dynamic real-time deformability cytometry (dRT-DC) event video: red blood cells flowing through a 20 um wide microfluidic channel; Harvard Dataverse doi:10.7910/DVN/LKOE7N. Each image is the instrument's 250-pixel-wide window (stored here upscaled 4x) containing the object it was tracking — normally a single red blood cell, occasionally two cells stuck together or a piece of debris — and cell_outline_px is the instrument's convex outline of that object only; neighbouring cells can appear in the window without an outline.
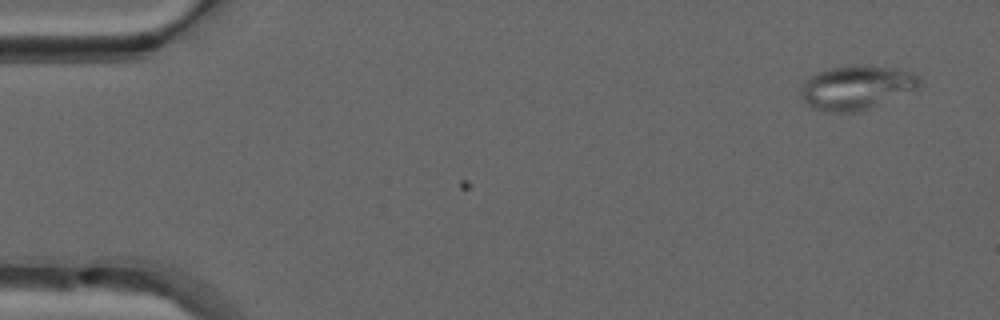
{"species": "common noctule bat (a hibernating species)", "species_latin": "Nyctalus noctula", "temperature_condition": "warm", "stored_images_in_passage": 8, "camera_frame_rate_fps": 3000, "um_per_image_px": 0.085, "animal": {"sex": "male", "forearm_length_mm": 52.5}, "frame": {"image": 1, "passage_image": 8, "time_ms": 2.333, "image_size_px": [1000, 320], "cell_outline_px": [[920, 88], [860, 112], [836, 112], [812, 108], [804, 100], [800, 92], [804, 80], [816, 72], [832, 68], [892, 68], [912, 72], [920, 80]], "centroid_in_image_um": [72.79, 7.49], "position_along_channel_um": 12.2, "area_um2": 29.48}}